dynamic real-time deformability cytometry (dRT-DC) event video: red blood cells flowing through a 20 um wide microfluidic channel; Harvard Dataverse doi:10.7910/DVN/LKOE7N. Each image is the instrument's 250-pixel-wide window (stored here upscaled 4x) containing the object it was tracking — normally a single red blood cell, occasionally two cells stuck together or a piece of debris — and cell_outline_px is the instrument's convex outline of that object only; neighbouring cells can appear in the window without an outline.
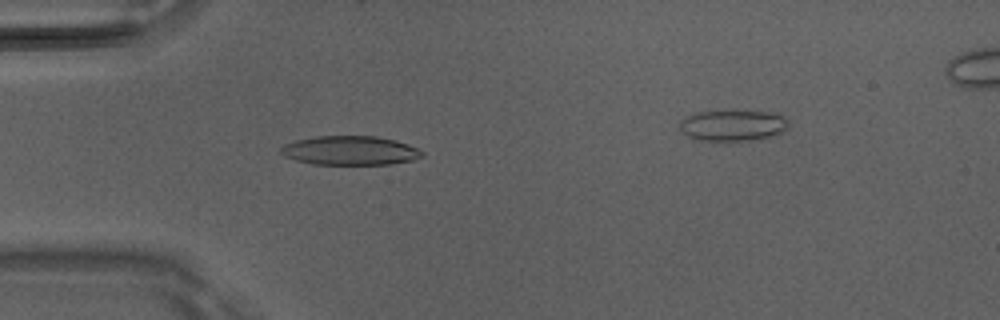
{"species": "Egyptian fruit bat (a non-hibernating species)", "species_latin": "Rousettus aegyptiacus", "temperature_condition": "room temperature", "stored_images_in_passage": 5, "camera_frame_rate_fps": 3000, "um_per_image_px": 0.085, "animal": {"sex": "male"}, "frame": {"image": 1, "passage_image": 4, "time_ms": 1.0, "image_size_px": [1000, 320], "cell_outline_px": [[424, 156], [412, 160], [392, 164], [312, 164], [296, 160], [284, 156], [280, 152], [280, 148], [284, 144], [296, 140], [316, 136], [376, 136], [396, 140], [408, 144], [424, 152]], "centroid_in_image_um": [29.76, 12.79], "position_along_channel_um": 55.2, "area_um2": 23.99}}